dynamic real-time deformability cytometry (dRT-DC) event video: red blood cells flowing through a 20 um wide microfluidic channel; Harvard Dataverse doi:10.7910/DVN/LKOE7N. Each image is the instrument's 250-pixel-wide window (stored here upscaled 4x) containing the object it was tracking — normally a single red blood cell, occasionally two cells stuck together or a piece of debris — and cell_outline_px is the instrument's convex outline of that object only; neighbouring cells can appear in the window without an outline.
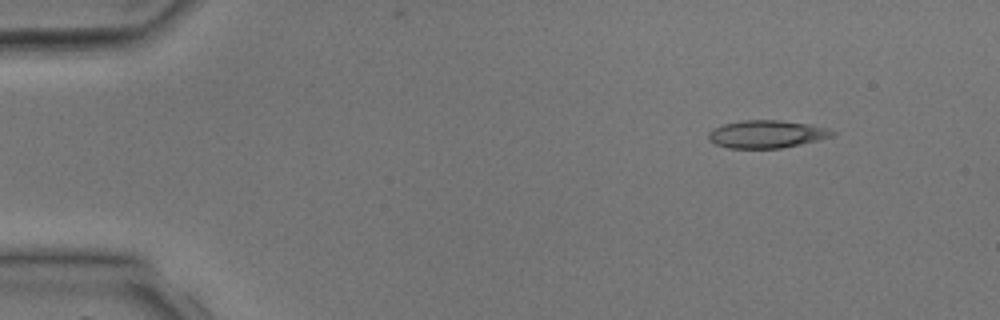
{"species": "common noctule bat (a hibernating species)", "species_latin": "Nyctalus noctula", "temperature_condition": "room temperature", "stored_images_in_passage": 39, "camera_frame_rate_fps": 3000, "um_per_image_px": 0.085, "animal": {"sex": "male", "body_mass_g": 17.9, "forearm_length_mm": 54.2}, "frame": {"image": 1, "passage_image": 4, "time_ms": 1.0, "image_size_px": [1000, 320], "cell_outline_px": [[836, 132], [832, 136], [800, 144], [780, 148], [728, 148], [716, 144], [708, 140], [708, 132], [712, 128], [724, 124], [744, 120], [780, 120], [808, 124], [828, 128]], "centroid_in_image_um": [65.13, 11.4], "position_along_channel_um": 19.9, "area_um2": 19.88}}
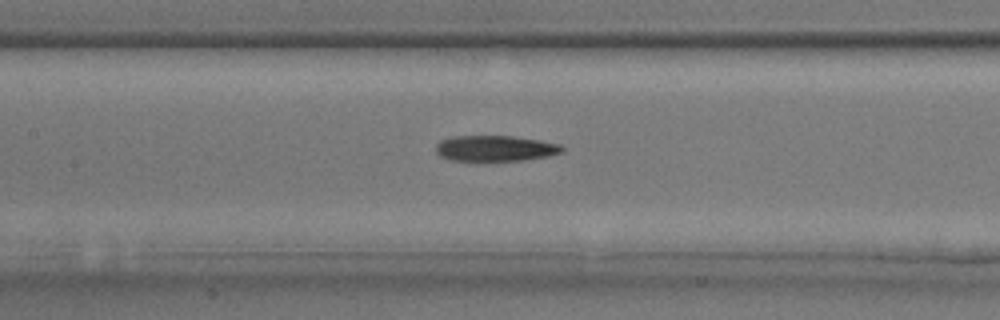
{"frame": {"image": 2, "passage_image": 18, "time_ms": 5.667, "image_size_px": [1000, 320], "cell_outline_px": [[564, 152], [548, 156], [524, 160], [476, 164], [448, 160], [440, 156], [436, 152], [436, 144], [440, 140], [452, 136], [512, 136], [540, 140], [560, 144], [564, 148]], "centroid_in_image_um": [42.04, 12.66], "position_along_channel_um": 165.4, "area_um2": 20.06}}
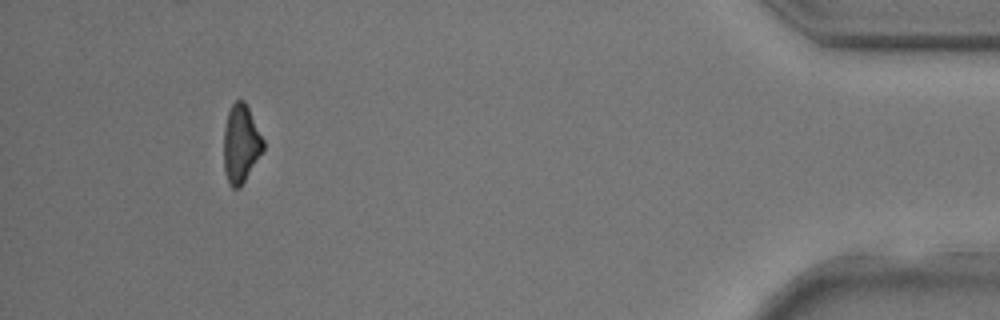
{"frame": {"image": 3, "passage_image": 36, "time_ms": 11.667, "image_size_px": [1000, 320], "cell_outline_px": [[264, 148], [240, 188], [232, 188], [228, 184], [224, 172], [224, 128], [228, 112], [232, 104], [236, 100], [244, 100], [264, 140]], "centroid_in_image_um": [20.46, 12.24], "position_along_channel_um": 414.7, "area_um2": 17.86}}